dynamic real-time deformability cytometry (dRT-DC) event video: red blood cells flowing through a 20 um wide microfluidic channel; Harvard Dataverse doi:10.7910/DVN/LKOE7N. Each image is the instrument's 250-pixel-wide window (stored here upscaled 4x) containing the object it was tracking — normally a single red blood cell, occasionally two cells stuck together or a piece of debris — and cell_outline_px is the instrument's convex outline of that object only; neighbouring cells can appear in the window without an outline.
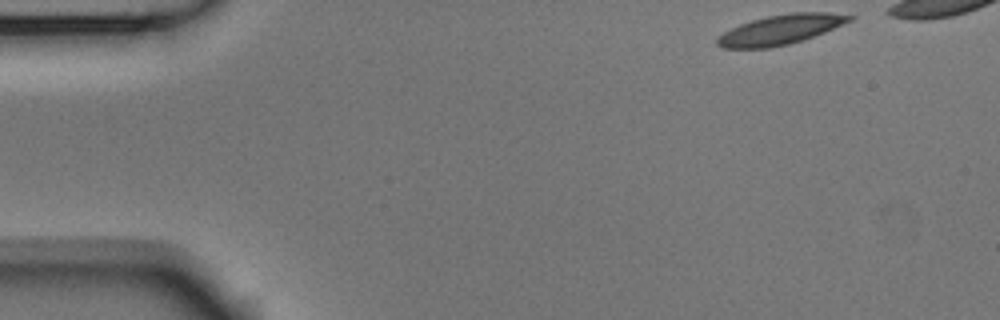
{"species": "Egyptian fruit bat (a non-hibernating species)", "species_latin": "Rousettus aegyptiacus", "temperature_condition": "room temperature", "stored_images_in_passage": 43, "camera_frame_rate_fps": 3000, "um_per_image_px": 0.085, "animal": {"sex": "male"}, "frame": {"image": 1, "passage_image": 1, "time_ms": 0.0, "image_size_px": [1000, 320], "cell_outline_px": [[856, 16], [852, 20], [824, 32], [804, 40], [788, 44], [768, 48], [720, 48], [716, 44], [716, 40], [724, 32], [740, 24], [752, 20], [768, 16], [788, 12], [828, 12]], "centroid_in_image_um": [66.35, 2.51], "position_along_channel_um": 18.6, "area_um2": 22.83}}
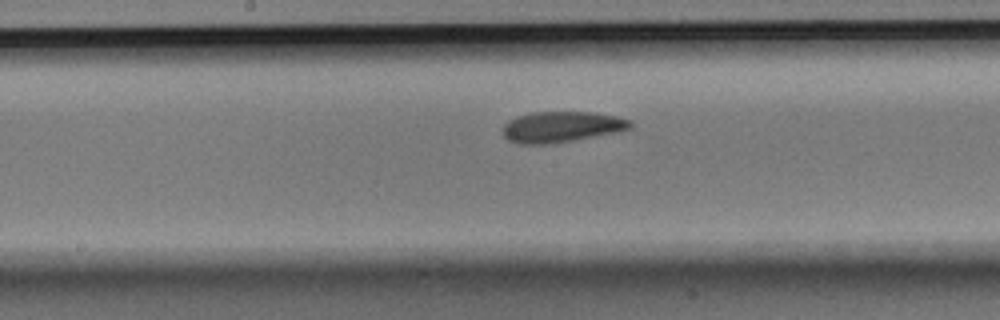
{"frame": {"image": 2, "passage_image": 23, "time_ms": 7.333, "image_size_px": [1000, 320], "cell_outline_px": [[632, 128], [616, 132], [544, 144], [520, 144], [508, 140], [504, 136], [504, 124], [508, 120], [516, 116], [532, 112], [592, 112], [616, 116], [632, 120]], "centroid_in_image_um": [47.71, 10.76], "position_along_channel_um": 200.5, "area_um2": 22.6}}
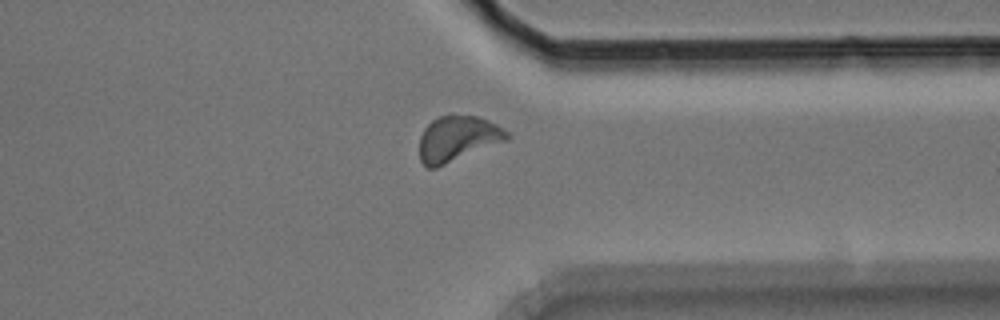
{"frame": {"image": 3, "passage_image": 37, "time_ms": 12.0, "image_size_px": [1000, 320], "cell_outline_px": [[512, 136], [508, 140], [436, 168], [428, 168], [420, 160], [420, 136], [424, 128], [432, 120], [440, 116], [452, 112], [476, 116], [488, 120], [504, 128]], "centroid_in_image_um": [38.91, 11.75], "position_along_channel_um": 372.5, "area_um2": 23.64}, "authors_computed_cell_mechanics": {"area_um2": 22.831, "velocity_mm_per_s": 3.7351, "shape_relaxation_time_tau1_ms": 9.0598, "shape_relaxation_time_tau2_ms": 4.8139, "deformation_change_tau1": 0.1879, "deformation_change_tau2": 0.114}}